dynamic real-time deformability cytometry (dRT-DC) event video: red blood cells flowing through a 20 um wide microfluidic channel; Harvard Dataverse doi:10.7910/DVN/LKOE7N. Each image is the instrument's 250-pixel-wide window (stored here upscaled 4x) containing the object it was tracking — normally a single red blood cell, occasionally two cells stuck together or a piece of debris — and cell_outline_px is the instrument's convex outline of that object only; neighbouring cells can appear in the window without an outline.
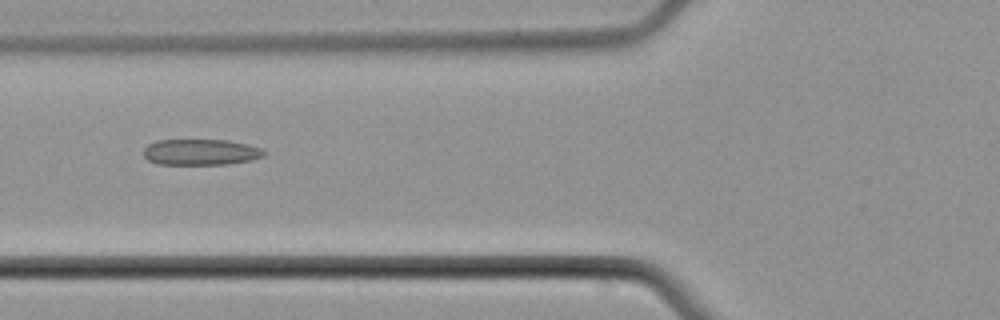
{"species": "common noctule bat (a hibernating species)", "species_latin": "Nyctalus noctula", "temperature_condition": "cold", "stored_images_in_passage": 7, "camera_frame_rate_fps": 3000, "um_per_image_px": 0.085, "animal": {"sex": "male", "body_mass_g": 21.5, "forearm_length_mm": 52.0}, "frame": {"image": 1, "passage_image": 5, "time_ms": 5.0, "image_size_px": [1000, 320], "cell_outline_px": [[264, 156], [252, 160], [228, 164], [156, 164], [148, 160], [144, 156], [144, 148], [148, 144], [156, 140], [228, 140], [248, 144], [260, 148], [264, 152]], "centroid_in_image_um": [17.04, 12.93], "position_along_channel_um": 108.8, "area_um2": 18.26}}
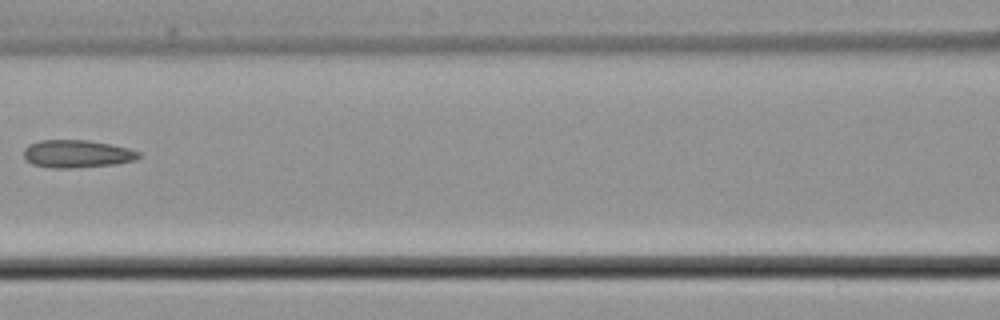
{"frame": {"image": 2, "passage_image": 6, "time_ms": 6.333, "image_size_px": [1000, 320], "cell_outline_px": [[140, 156], [136, 160], [116, 164], [76, 168], [52, 168], [32, 164], [24, 160], [24, 148], [40, 140], [88, 140], [112, 144], [128, 148], [140, 152]], "centroid_in_image_um": [6.55, 13.08], "position_along_channel_um": 160.0, "area_um2": 18.73}}
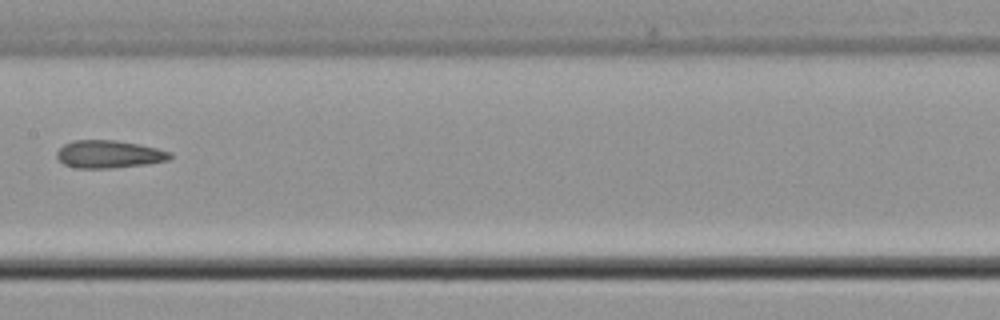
{"frame": {"image": 3, "passage_image": 7, "time_ms": 7.333, "image_size_px": [1000, 320], "cell_outline_px": [[172, 156], [168, 160], [148, 164], [112, 168], [76, 168], [64, 164], [56, 156], [56, 152], [64, 144], [72, 140], [116, 140], [156, 148], [172, 152]], "centroid_in_image_um": [9.25, 13.11], "position_along_channel_um": 198.1, "area_um2": 18.26}}